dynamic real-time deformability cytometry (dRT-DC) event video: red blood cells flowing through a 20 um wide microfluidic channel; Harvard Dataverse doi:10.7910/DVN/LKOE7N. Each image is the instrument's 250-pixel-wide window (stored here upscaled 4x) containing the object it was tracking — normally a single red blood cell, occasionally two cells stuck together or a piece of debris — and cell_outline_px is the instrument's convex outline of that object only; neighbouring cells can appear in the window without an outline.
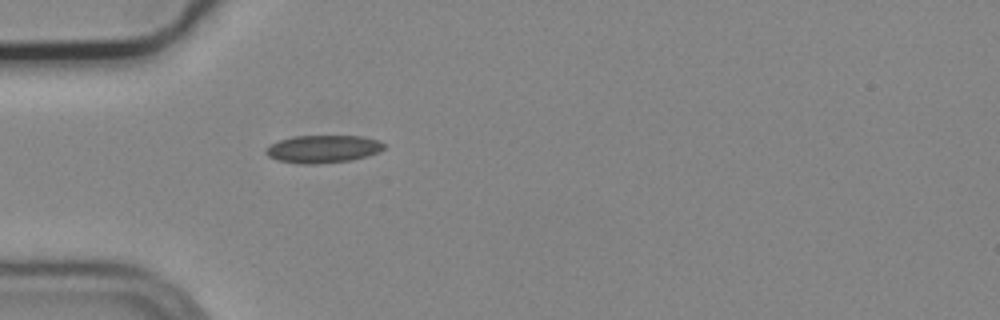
{"species": "common noctule bat (a hibernating species)", "species_latin": "Nyctalus noctula", "temperature_condition": "cold", "stored_images_in_passage": 5, "camera_frame_rate_fps": 3000, "um_per_image_px": 0.085, "animal": {"sex": "male", "body_mass_g": 19.2, "forearm_length_mm": 51.8}, "frame": {"image": 1, "passage_image": 5, "time_ms": 1.333, "image_size_px": [1000, 320], "cell_outline_px": [[384, 148], [376, 152], [364, 156], [348, 160], [312, 164], [304, 164], [280, 160], [268, 156], [264, 152], [264, 148], [280, 140], [292, 136], [360, 136], [376, 140], [384, 144]], "centroid_in_image_um": [27.39, 12.65], "position_along_channel_um": 57.6, "area_um2": 18.55}}